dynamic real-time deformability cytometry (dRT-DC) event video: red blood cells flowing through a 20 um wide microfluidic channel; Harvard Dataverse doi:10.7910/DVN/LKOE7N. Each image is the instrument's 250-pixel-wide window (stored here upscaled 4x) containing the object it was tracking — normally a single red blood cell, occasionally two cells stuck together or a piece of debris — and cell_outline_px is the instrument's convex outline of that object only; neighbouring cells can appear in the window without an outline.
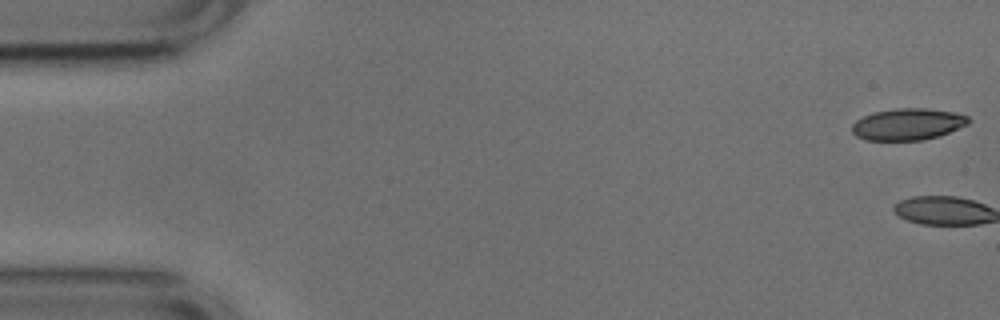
{"species": "common noctule bat (a hibernating species)", "species_latin": "Nyctalus noctula", "temperature_condition": "cold", "stored_images_in_passage": 2, "camera_frame_rate_fps": 3000, "um_per_image_px": 0.085, "animal": {"sex": "male", "body_mass_g": 17.9, "forearm_length_mm": 54.2}, "frame": {"image": 1, "passage_image": 1, "time_ms": 0.0, "image_size_px": [1000, 320], "cell_outline_px": [[972, 120], [968, 124], [940, 136], [924, 140], [868, 140], [856, 136], [852, 132], [852, 124], [856, 120], [872, 112], [896, 108], [924, 108], [952, 112], [968, 116]], "centroid_in_image_um": [77.17, 10.56], "position_along_channel_um": 7.8, "area_um2": 21.56}}